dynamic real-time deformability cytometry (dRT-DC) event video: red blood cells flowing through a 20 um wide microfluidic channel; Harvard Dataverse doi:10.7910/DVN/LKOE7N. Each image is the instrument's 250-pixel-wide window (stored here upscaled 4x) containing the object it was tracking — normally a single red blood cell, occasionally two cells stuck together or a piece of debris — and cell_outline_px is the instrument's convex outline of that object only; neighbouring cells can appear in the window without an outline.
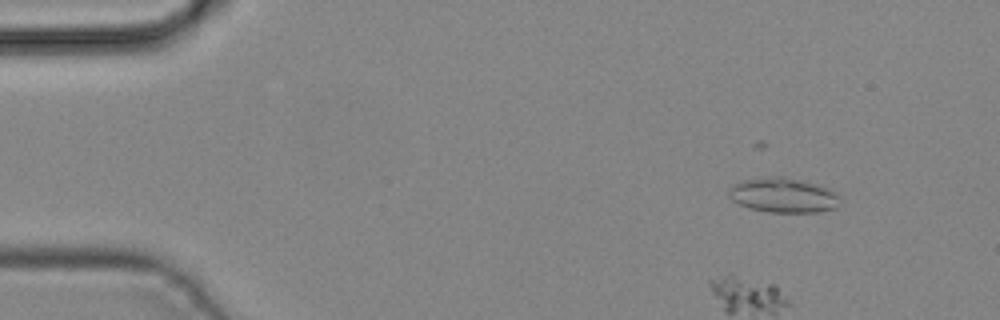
{"species": "common noctule bat (a hibernating species)", "species_latin": "Nyctalus noctula", "temperature_condition": "cold", "stored_images_in_passage": 4, "camera_frame_rate_fps": 3000, "um_per_image_px": 0.085, "animal": {"sex": "male", "body_mass_g": 19.2, "forearm_length_mm": 51.8}, "frame": {"image": 1, "passage_image": 1, "time_ms": 0.0, "image_size_px": [1000, 320], "cell_outline_px": [[840, 196], [836, 208], [820, 212], [768, 212], [752, 208], [740, 204], [732, 200], [728, 196], [728, 188], [732, 184], [740, 180], [768, 176], [784, 176], [804, 180], [820, 184], [836, 192]], "centroid_in_image_um": [66.57, 16.57], "position_along_channel_um": 18.4, "area_um2": 22.95}}